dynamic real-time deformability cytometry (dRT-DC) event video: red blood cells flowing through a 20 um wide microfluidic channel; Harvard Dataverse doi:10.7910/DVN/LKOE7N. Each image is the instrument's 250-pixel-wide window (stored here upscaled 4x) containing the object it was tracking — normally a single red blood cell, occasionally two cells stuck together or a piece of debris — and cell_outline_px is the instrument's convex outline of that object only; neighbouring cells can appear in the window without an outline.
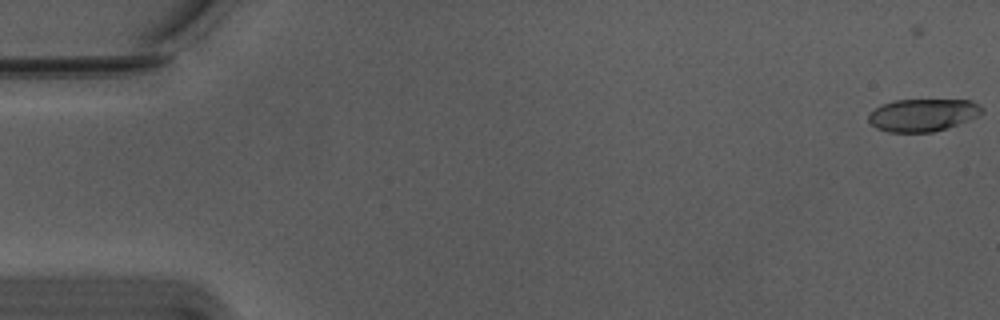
{"species": "Egyptian fruit bat (a non-hibernating species)", "species_latin": "Rousettus aegyptiacus", "temperature_condition": "warm", "stored_images_in_passage": 21, "camera_frame_rate_fps": 3000, "um_per_image_px": 0.085, "animal": {"sex": "male"}, "frame": {"image": 1, "passage_image": 4, "time_ms": 1.0, "image_size_px": [1000, 320], "cell_outline_px": [[984, 112], [968, 120], [932, 132], [888, 132], [876, 128], [868, 120], [868, 116], [876, 108], [884, 104], [896, 100], [968, 100], [980, 104], [984, 108]], "centroid_in_image_um": [78.45, 9.77], "position_along_channel_um": 6.6, "area_um2": 21.21}}
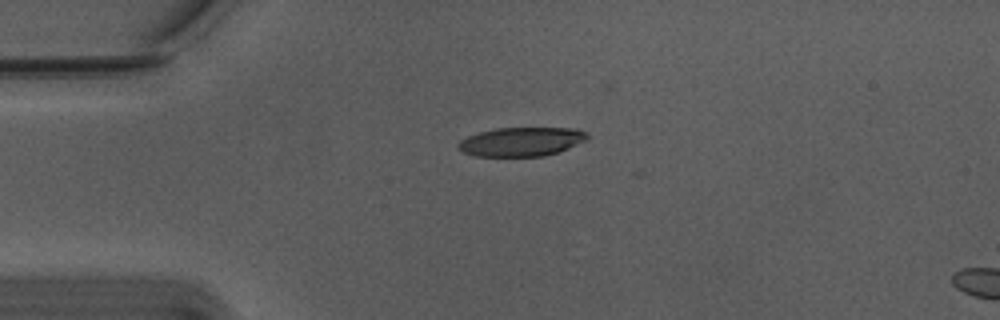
{"frame": {"image": 2, "passage_image": 17, "time_ms": 5.333, "image_size_px": [1000, 320], "cell_outline_px": [[588, 140], [568, 148], [544, 156], [476, 156], [464, 152], [456, 144], [460, 140], [468, 136], [480, 132], [496, 128], [576, 128], [584, 132], [588, 136]], "centroid_in_image_um": [44.32, 12.04], "position_along_channel_um": 40.7, "area_um2": 21.62}}